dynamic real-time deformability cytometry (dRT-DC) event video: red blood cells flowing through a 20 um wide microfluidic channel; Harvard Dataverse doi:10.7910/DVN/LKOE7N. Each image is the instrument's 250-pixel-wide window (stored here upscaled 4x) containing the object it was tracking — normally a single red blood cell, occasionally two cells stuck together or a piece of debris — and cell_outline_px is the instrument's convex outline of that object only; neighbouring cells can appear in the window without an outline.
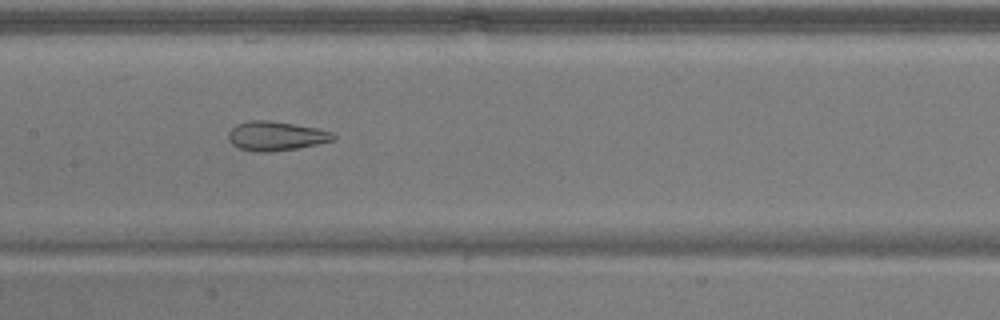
{"species": "common noctule bat (a hibernating species)", "species_latin": "Nyctalus noctula", "temperature_condition": "warm", "stored_images_in_passage": 38, "camera_frame_rate_fps": 3000, "um_per_image_px": 0.085, "animal": {"sex": "male", "body_mass_g": 17.9}, "frame": {"image": 1, "passage_image": 12, "time_ms": 3.667, "image_size_px": [1000, 320], "cell_outline_px": [[336, 140], [296, 148], [272, 152], [256, 152], [240, 148], [232, 144], [228, 140], [228, 132], [236, 124], [248, 120], [268, 120], [316, 128], [332, 132], [336, 136]], "centroid_in_image_um": [23.43, 11.56], "position_along_channel_um": 184.0, "area_um2": 17.86}}
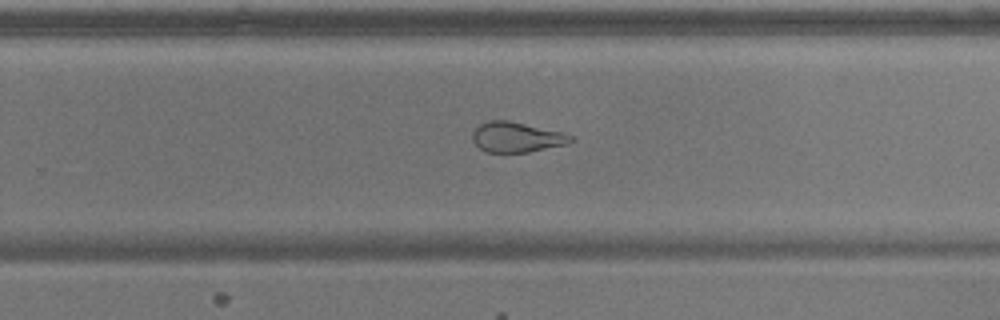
{"frame": {"image": 2, "passage_image": 20, "time_ms": 6.333, "image_size_px": [1000, 320], "cell_outline_px": [[576, 140], [568, 144], [528, 152], [488, 152], [480, 148], [472, 140], [472, 132], [480, 124], [488, 120], [508, 120], [564, 132], [572, 136]], "centroid_in_image_um": [43.94, 11.65], "position_along_channel_um": 285.9, "area_um2": 17.4}}
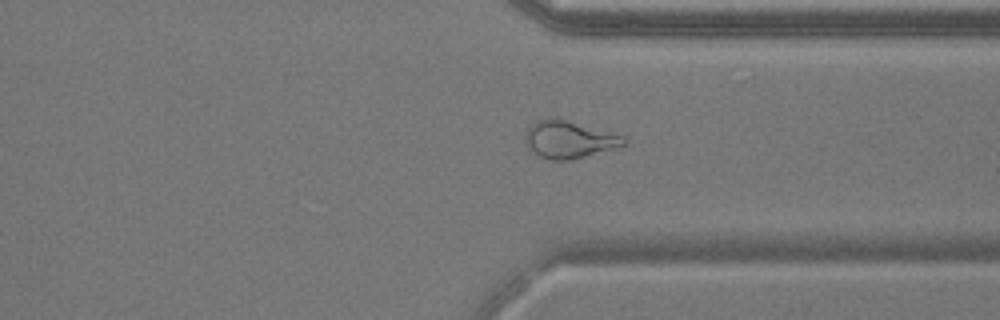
{"frame": {"image": 3, "passage_image": 26, "time_ms": 8.333, "image_size_px": [1000, 320], "cell_outline_px": [[628, 144], [620, 148], [572, 160], [552, 160], [540, 156], [528, 148], [524, 144], [524, 136], [528, 128], [536, 120], [552, 116], [556, 116], [624, 136], [628, 140]], "centroid_in_image_um": [48.4, 11.85], "position_along_channel_um": 363.0, "area_um2": 22.2}, "authors_computed_cell_mechanics": {"area_um2": 19.6231, "velocity_mm_per_s": 3.8464, "shape_relaxation_time_tau1_ms": null, "shape_relaxation_time_tau2_ms": 1.3008, "deformation_change_tau1": null, "deformation_change_tau2": 0.0992}}